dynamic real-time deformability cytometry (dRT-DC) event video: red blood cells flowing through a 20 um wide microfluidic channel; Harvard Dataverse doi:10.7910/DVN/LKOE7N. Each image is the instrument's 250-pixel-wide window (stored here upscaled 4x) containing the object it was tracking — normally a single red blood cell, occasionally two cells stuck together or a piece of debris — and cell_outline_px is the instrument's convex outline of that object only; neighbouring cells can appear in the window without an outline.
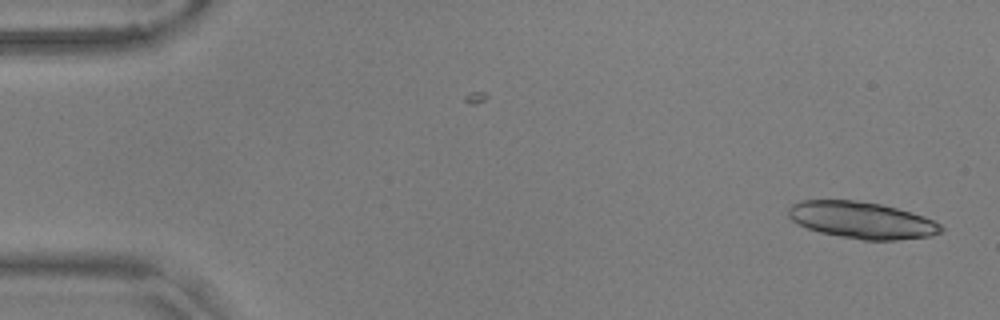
{"species": "common noctule bat (a hibernating species)", "species_latin": "Nyctalus noctula", "temperature_condition": "warm", "stored_images_in_passage": 40, "segment_of_instrument_passage": [1, 2], "camera_frame_rate_fps": 3000, "um_per_image_px": 0.085, "animal": {"sex": "male", "body_mass_g": 17.9, "forearm_length_mm": 54.2}, "frame": {"image": 1, "passage_image": 1, "time_ms": 0.0, "image_size_px": [1000, 320], "cell_outline_px": [[944, 232], [932, 236], [896, 240], [864, 240], [840, 236], [820, 232], [808, 228], [792, 220], [788, 216], [788, 208], [792, 204], [800, 200], [856, 200], [880, 204], [912, 212], [924, 216], [940, 224], [944, 228]], "centroid_in_image_um": [73.28, 18.71], "position_along_channel_um": 11.7, "area_um2": 32.71}}
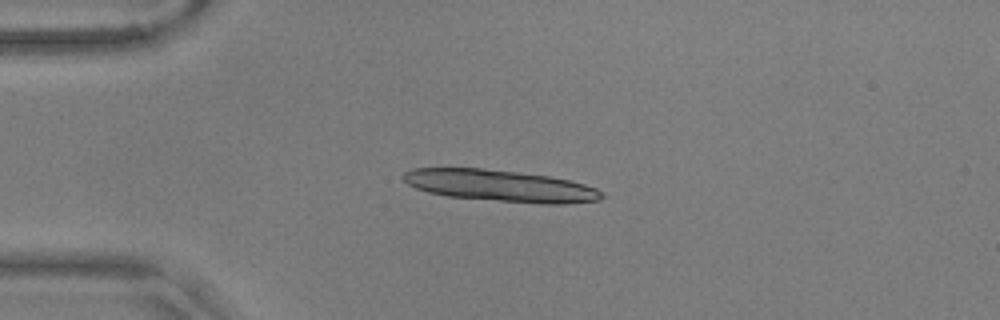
{"frame": {"image": 2, "passage_image": 12, "time_ms": 3.667, "image_size_px": [1000, 320], "cell_outline_px": [[604, 196], [600, 200], [564, 204], [540, 204], [448, 196], [428, 192], [416, 188], [408, 184], [404, 180], [404, 172], [412, 168], [484, 168], [548, 176], [568, 180], [584, 184], [596, 188], [604, 192]], "centroid_in_image_um": [42.55, 15.79], "position_along_channel_um": 42.4, "area_um2": 36.47}}